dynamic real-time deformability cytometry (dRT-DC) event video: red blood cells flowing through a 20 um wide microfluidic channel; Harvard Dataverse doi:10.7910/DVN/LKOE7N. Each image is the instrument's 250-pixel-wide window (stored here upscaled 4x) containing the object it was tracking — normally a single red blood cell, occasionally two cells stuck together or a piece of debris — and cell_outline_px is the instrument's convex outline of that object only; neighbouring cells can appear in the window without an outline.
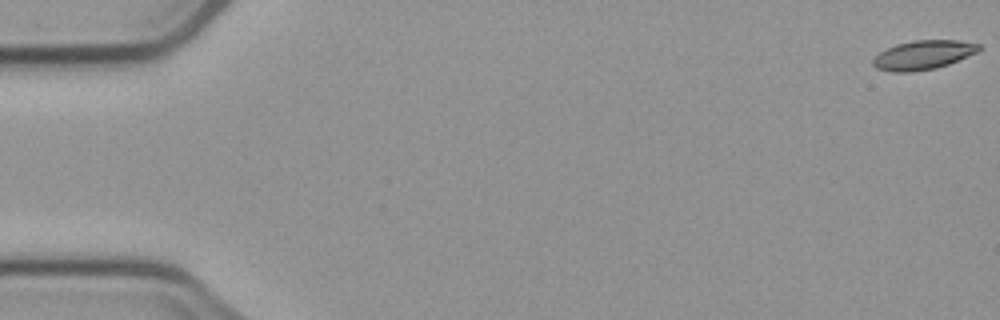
{"species": "common noctule bat (a hibernating species)", "species_latin": "Nyctalus noctula", "temperature_condition": "cold", "stored_images_in_passage": 7, "camera_frame_rate_fps": 3000, "um_per_image_px": 0.085, "animal": {"sex": "male", "body_mass_g": 23.1, "forearm_length_mm": 52.7}, "frame": {"image": 1, "passage_image": 1, "time_ms": 0.0, "image_size_px": [1000, 320], "cell_outline_px": [[980, 48], [976, 52], [948, 64], [936, 68], [912, 72], [892, 72], [876, 68], [872, 64], [872, 60], [880, 52], [896, 44], [912, 40], [960, 40], [980, 44]], "centroid_in_image_um": [78.44, 4.67], "position_along_channel_um": 6.6, "area_um2": 17.86}}
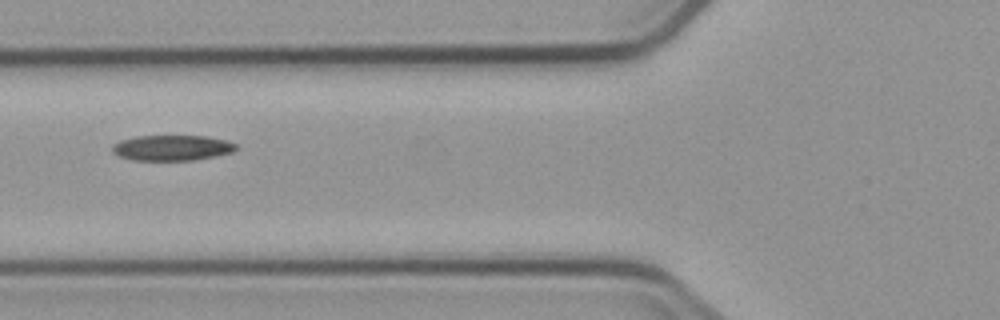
{"frame": {"image": 2, "passage_image": 7, "time_ms": 7.0, "image_size_px": [1000, 320], "cell_outline_px": [[236, 148], [232, 152], [192, 160], [132, 160], [120, 156], [112, 152], [112, 144], [120, 140], [136, 136], [208, 136], [228, 140], [236, 144]], "centroid_in_image_um": [14.59, 12.55], "position_along_channel_um": 111.2, "area_um2": 18.32}}